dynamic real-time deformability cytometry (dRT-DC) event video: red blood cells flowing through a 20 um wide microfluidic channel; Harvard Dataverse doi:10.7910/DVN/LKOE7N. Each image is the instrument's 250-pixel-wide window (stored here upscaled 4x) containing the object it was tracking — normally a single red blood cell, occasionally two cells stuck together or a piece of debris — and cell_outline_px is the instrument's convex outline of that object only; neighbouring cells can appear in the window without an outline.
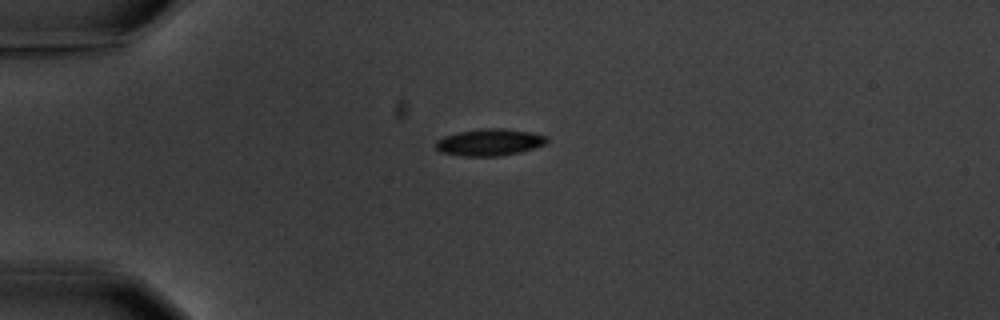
{"species": "common noctule bat (a hibernating species)", "species_latin": "Nyctalus noctula", "temperature_condition": "warm", "stored_images_in_passage": 2, "camera_frame_rate_fps": 3000, "um_per_image_px": 0.085, "animal": {"sex": "male", "body_mass_g": 20.1, "forearm_length_mm": 53.5}, "frame": {"image": 1, "passage_image": 1, "time_ms": 0.0, "image_size_px": [1000, 320], "cell_outline_px": [[548, 140], [544, 144], [520, 152], [496, 156], [464, 156], [440, 152], [436, 148], [436, 140], [444, 136], [460, 132], [484, 128], [504, 128], [532, 132], [548, 136]], "centroid_in_image_um": [41.61, 12.08], "position_along_channel_um": 43.4, "area_um2": 17.28}}